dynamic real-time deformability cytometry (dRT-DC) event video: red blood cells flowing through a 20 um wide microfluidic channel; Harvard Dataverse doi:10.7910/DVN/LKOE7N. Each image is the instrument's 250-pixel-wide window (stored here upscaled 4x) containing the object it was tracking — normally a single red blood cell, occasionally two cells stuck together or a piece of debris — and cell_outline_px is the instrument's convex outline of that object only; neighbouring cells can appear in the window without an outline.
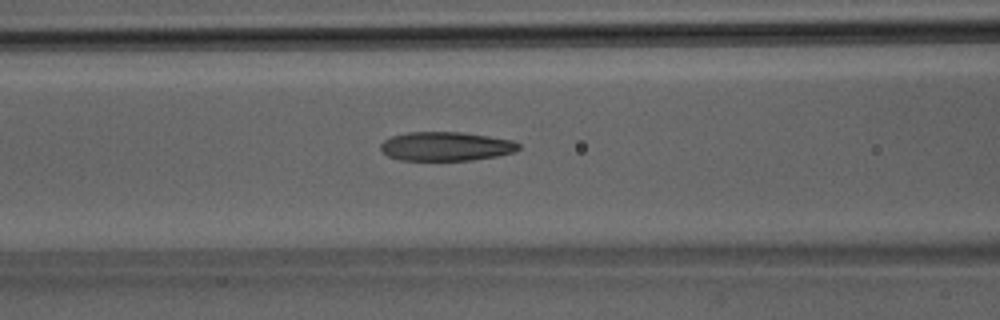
{"species": "Egyptian fruit bat (a non-hibernating species)", "species_latin": "Rousettus aegyptiacus", "temperature_condition": "room temperature", "stored_images_in_passage": 35, "camera_frame_rate_fps": 3000, "um_per_image_px": 0.085, "animal": {"sex": "male"}, "frame": {"image": 1, "passage_image": 12, "time_ms": 3.667, "image_size_px": [1000, 320], "cell_outline_px": [[520, 148], [516, 152], [496, 156], [472, 160], [400, 160], [388, 156], [380, 148], [380, 144], [384, 140], [392, 136], [408, 132], [464, 132], [512, 140], [520, 144]], "centroid_in_image_um": [37.92, 12.44], "position_along_channel_um": 128.7, "area_um2": 23.35}}
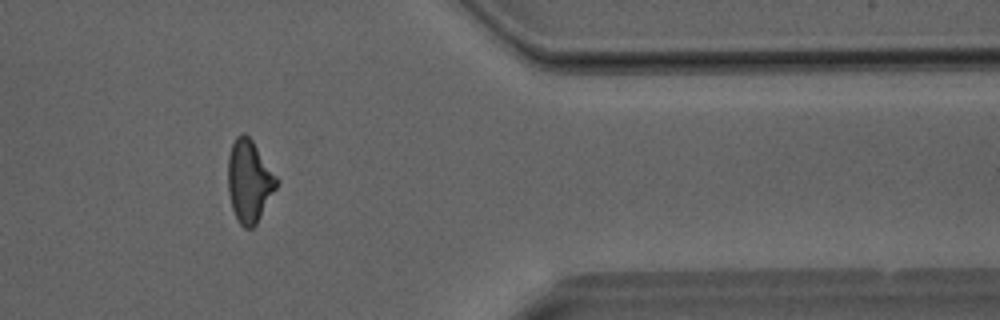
{"frame": {"image": 2, "passage_image": 28, "time_ms": 9.0, "image_size_px": [1000, 320], "cell_outline_px": [[280, 180], [276, 188], [256, 224], [252, 228], [244, 228], [236, 220], [232, 208], [228, 192], [228, 156], [232, 144], [236, 136], [244, 132], [252, 140]], "centroid_in_image_um": [21.18, 15.39], "position_along_channel_um": 390.2, "area_um2": 23.35}}
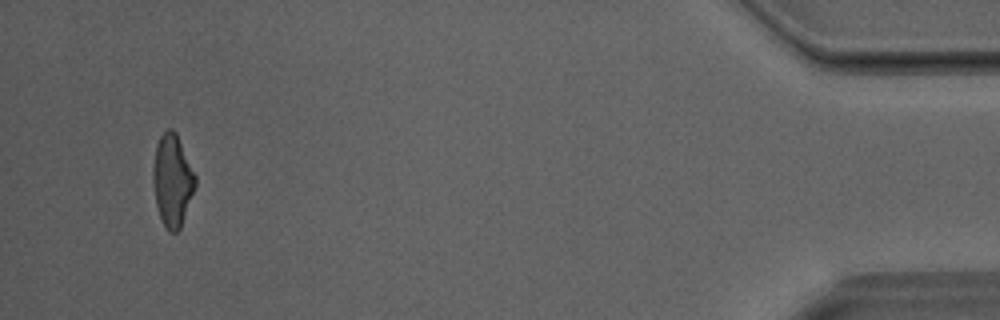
{"frame": {"image": 3, "passage_image": 33, "time_ms": 10.667, "image_size_px": [1000, 320], "cell_outline_px": [[196, 184], [180, 228], [176, 232], [168, 232], [160, 216], [156, 204], [152, 184], [152, 168], [156, 144], [160, 136], [168, 128], [172, 128], [176, 132], [196, 176]], "centroid_in_image_um": [14.63, 15.3], "position_along_channel_um": 420.6, "area_um2": 22.6}}